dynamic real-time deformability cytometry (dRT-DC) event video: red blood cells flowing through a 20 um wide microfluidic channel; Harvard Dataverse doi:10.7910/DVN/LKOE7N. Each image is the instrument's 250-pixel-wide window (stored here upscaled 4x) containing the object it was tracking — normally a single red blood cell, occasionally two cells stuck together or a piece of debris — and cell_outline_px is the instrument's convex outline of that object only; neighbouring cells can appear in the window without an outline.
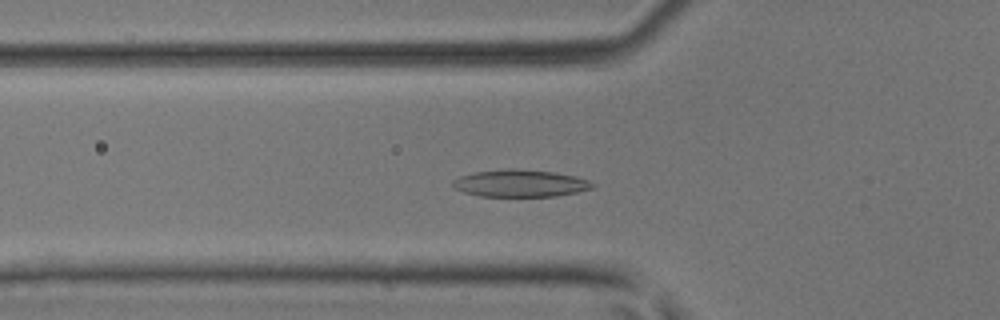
{"species": "common noctule bat (a hibernating species)", "species_latin": "Nyctalus noctula", "temperature_condition": "room temperature", "stored_images_in_passage": 42, "camera_frame_rate_fps": 3000, "um_per_image_px": 0.085, "animal": {"sex": "male", "body_mass_g": 17.9, "forearm_length_mm": 54.2}, "frame": {"image": 1, "passage_image": 10, "time_ms": 3.0, "image_size_px": [1000, 320], "cell_outline_px": [[596, 184], [592, 188], [576, 192], [556, 196], [480, 196], [464, 192], [456, 188], [452, 184], [452, 180], [460, 176], [476, 172], [504, 168], [512, 168], [552, 172], [576, 176], [588, 180]], "centroid_in_image_um": [44.22, 15.57], "position_along_channel_um": 81.6, "area_um2": 22.02}}
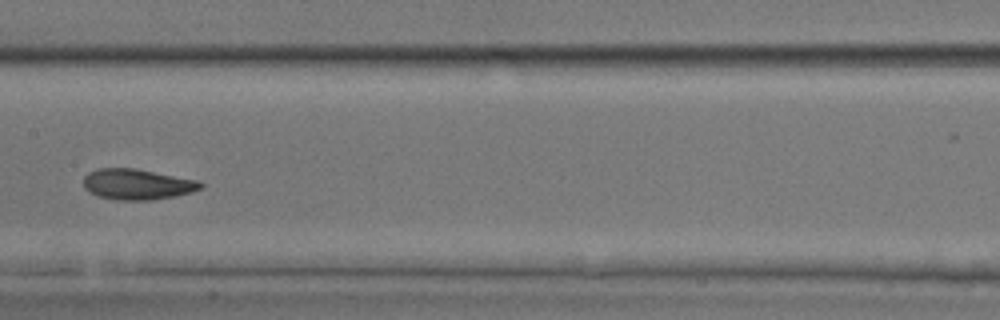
{"frame": {"image": 2, "passage_image": 18, "time_ms": 5.667, "image_size_px": [1000, 320], "cell_outline_px": [[204, 184], [200, 188], [192, 192], [152, 200], [116, 200], [96, 196], [84, 188], [84, 176], [88, 172], [96, 168], [136, 168], [200, 180]], "centroid_in_image_um": [11.65, 15.65], "position_along_channel_um": 195.8, "area_um2": 21.15}}
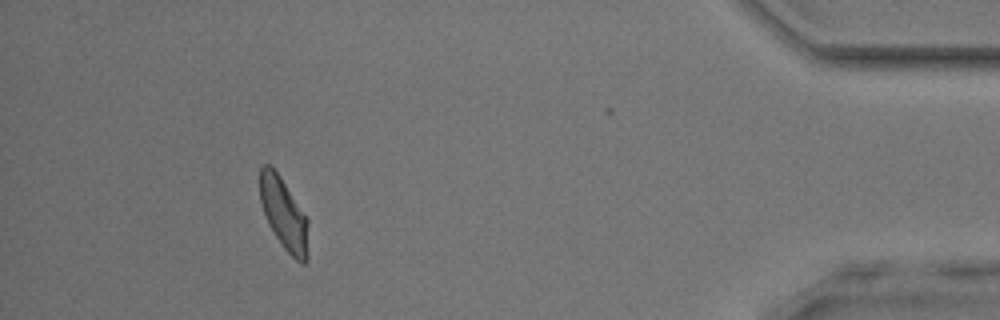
{"frame": {"image": 3, "passage_image": 37, "time_ms": 12.0, "image_size_px": [1000, 320], "cell_outline_px": [[308, 256], [304, 264], [300, 264], [284, 248], [268, 224], [260, 200], [260, 168], [264, 164], [268, 164], [280, 176], [308, 220]], "centroid_in_image_um": [24.14, 18.22], "position_along_channel_um": 411.1, "area_um2": 19.94}}